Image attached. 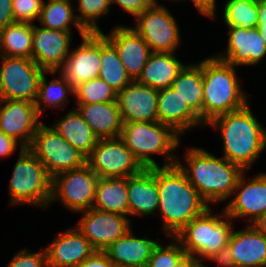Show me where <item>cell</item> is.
Listing matches in <instances>:
<instances>
[{
	"label": "cell",
	"mask_w": 266,
	"mask_h": 267,
	"mask_svg": "<svg viewBox=\"0 0 266 267\" xmlns=\"http://www.w3.org/2000/svg\"><path fill=\"white\" fill-rule=\"evenodd\" d=\"M191 145H184L182 156L178 148L176 164L210 207H218L220 203L224 206L244 170L219 153Z\"/></svg>",
	"instance_id": "6da1fadb"
},
{
	"label": "cell",
	"mask_w": 266,
	"mask_h": 267,
	"mask_svg": "<svg viewBox=\"0 0 266 267\" xmlns=\"http://www.w3.org/2000/svg\"><path fill=\"white\" fill-rule=\"evenodd\" d=\"M252 100L243 108L218 116L205 125L222 141L220 154L240 166L244 171H252L254 165L266 153V126L254 112Z\"/></svg>",
	"instance_id": "7a4b0ae2"
},
{
	"label": "cell",
	"mask_w": 266,
	"mask_h": 267,
	"mask_svg": "<svg viewBox=\"0 0 266 267\" xmlns=\"http://www.w3.org/2000/svg\"><path fill=\"white\" fill-rule=\"evenodd\" d=\"M159 191L158 234L175 237L191 220L210 207L177 164L156 167Z\"/></svg>",
	"instance_id": "3957f363"
},
{
	"label": "cell",
	"mask_w": 266,
	"mask_h": 267,
	"mask_svg": "<svg viewBox=\"0 0 266 267\" xmlns=\"http://www.w3.org/2000/svg\"><path fill=\"white\" fill-rule=\"evenodd\" d=\"M202 58V123L245 107L252 97L244 88L240 68L218 59L213 53ZM239 69V70H238Z\"/></svg>",
	"instance_id": "277c9868"
},
{
	"label": "cell",
	"mask_w": 266,
	"mask_h": 267,
	"mask_svg": "<svg viewBox=\"0 0 266 267\" xmlns=\"http://www.w3.org/2000/svg\"><path fill=\"white\" fill-rule=\"evenodd\" d=\"M120 138L144 168L176 164L178 148L183 149L185 142L170 126L158 121L125 122Z\"/></svg>",
	"instance_id": "5b68a950"
},
{
	"label": "cell",
	"mask_w": 266,
	"mask_h": 267,
	"mask_svg": "<svg viewBox=\"0 0 266 267\" xmlns=\"http://www.w3.org/2000/svg\"><path fill=\"white\" fill-rule=\"evenodd\" d=\"M16 156L6 187L9 203L7 206L11 209L32 206L37 210H48L52 177L44 164L28 148H24Z\"/></svg>",
	"instance_id": "8992f818"
},
{
	"label": "cell",
	"mask_w": 266,
	"mask_h": 267,
	"mask_svg": "<svg viewBox=\"0 0 266 267\" xmlns=\"http://www.w3.org/2000/svg\"><path fill=\"white\" fill-rule=\"evenodd\" d=\"M215 208L208 207L175 236L185 253L194 256L201 263L228 244L237 225L222 206Z\"/></svg>",
	"instance_id": "52a82bcc"
},
{
	"label": "cell",
	"mask_w": 266,
	"mask_h": 267,
	"mask_svg": "<svg viewBox=\"0 0 266 267\" xmlns=\"http://www.w3.org/2000/svg\"><path fill=\"white\" fill-rule=\"evenodd\" d=\"M167 4L171 5L172 2H154L130 24L152 52L175 53L184 44L178 18Z\"/></svg>",
	"instance_id": "ba28073f"
},
{
	"label": "cell",
	"mask_w": 266,
	"mask_h": 267,
	"mask_svg": "<svg viewBox=\"0 0 266 267\" xmlns=\"http://www.w3.org/2000/svg\"><path fill=\"white\" fill-rule=\"evenodd\" d=\"M98 176L85 163L81 168L57 174L52 178V193L48 209L58 203L70 214L92 208Z\"/></svg>",
	"instance_id": "9c48e42d"
},
{
	"label": "cell",
	"mask_w": 266,
	"mask_h": 267,
	"mask_svg": "<svg viewBox=\"0 0 266 267\" xmlns=\"http://www.w3.org/2000/svg\"><path fill=\"white\" fill-rule=\"evenodd\" d=\"M46 123L43 121L38 126L28 149L44 164L52 178L81 168L86 163V157Z\"/></svg>",
	"instance_id": "30bf717a"
},
{
	"label": "cell",
	"mask_w": 266,
	"mask_h": 267,
	"mask_svg": "<svg viewBox=\"0 0 266 267\" xmlns=\"http://www.w3.org/2000/svg\"><path fill=\"white\" fill-rule=\"evenodd\" d=\"M32 58H0V99L35 103L42 74Z\"/></svg>",
	"instance_id": "8fae6325"
},
{
	"label": "cell",
	"mask_w": 266,
	"mask_h": 267,
	"mask_svg": "<svg viewBox=\"0 0 266 267\" xmlns=\"http://www.w3.org/2000/svg\"><path fill=\"white\" fill-rule=\"evenodd\" d=\"M222 207L237 224H252L265 214L266 171H244L231 198Z\"/></svg>",
	"instance_id": "7c38bea8"
},
{
	"label": "cell",
	"mask_w": 266,
	"mask_h": 267,
	"mask_svg": "<svg viewBox=\"0 0 266 267\" xmlns=\"http://www.w3.org/2000/svg\"><path fill=\"white\" fill-rule=\"evenodd\" d=\"M86 163L98 178L130 177L144 169L120 137L99 139Z\"/></svg>",
	"instance_id": "4fadbf2b"
},
{
	"label": "cell",
	"mask_w": 266,
	"mask_h": 267,
	"mask_svg": "<svg viewBox=\"0 0 266 267\" xmlns=\"http://www.w3.org/2000/svg\"><path fill=\"white\" fill-rule=\"evenodd\" d=\"M226 28L227 43L218 52L213 54L220 60L248 69L250 67H263L266 63V43L257 27L244 29L240 27L224 26ZM248 67V68H247Z\"/></svg>",
	"instance_id": "5bb4252c"
},
{
	"label": "cell",
	"mask_w": 266,
	"mask_h": 267,
	"mask_svg": "<svg viewBox=\"0 0 266 267\" xmlns=\"http://www.w3.org/2000/svg\"><path fill=\"white\" fill-rule=\"evenodd\" d=\"M76 215H78V221L75 220L74 225L96 251H104L112 242L135 226L126 215L96 208L83 210Z\"/></svg>",
	"instance_id": "9a60e30c"
},
{
	"label": "cell",
	"mask_w": 266,
	"mask_h": 267,
	"mask_svg": "<svg viewBox=\"0 0 266 267\" xmlns=\"http://www.w3.org/2000/svg\"><path fill=\"white\" fill-rule=\"evenodd\" d=\"M73 43L69 56L57 72L75 88L98 78L101 67V32H87Z\"/></svg>",
	"instance_id": "2e32d148"
},
{
	"label": "cell",
	"mask_w": 266,
	"mask_h": 267,
	"mask_svg": "<svg viewBox=\"0 0 266 267\" xmlns=\"http://www.w3.org/2000/svg\"><path fill=\"white\" fill-rule=\"evenodd\" d=\"M74 31L46 29L33 24L32 59L44 71H57L69 56Z\"/></svg>",
	"instance_id": "e0dca14e"
},
{
	"label": "cell",
	"mask_w": 266,
	"mask_h": 267,
	"mask_svg": "<svg viewBox=\"0 0 266 267\" xmlns=\"http://www.w3.org/2000/svg\"><path fill=\"white\" fill-rule=\"evenodd\" d=\"M109 30L104 32L103 29L102 33L116 48L129 77L136 81L152 50L129 23L117 22Z\"/></svg>",
	"instance_id": "ac0fdd59"
},
{
	"label": "cell",
	"mask_w": 266,
	"mask_h": 267,
	"mask_svg": "<svg viewBox=\"0 0 266 267\" xmlns=\"http://www.w3.org/2000/svg\"><path fill=\"white\" fill-rule=\"evenodd\" d=\"M44 120L33 102L0 99V131L28 148Z\"/></svg>",
	"instance_id": "d6986e66"
},
{
	"label": "cell",
	"mask_w": 266,
	"mask_h": 267,
	"mask_svg": "<svg viewBox=\"0 0 266 267\" xmlns=\"http://www.w3.org/2000/svg\"><path fill=\"white\" fill-rule=\"evenodd\" d=\"M62 230L43 245L48 267H77L96 251L74 223Z\"/></svg>",
	"instance_id": "ffe728a7"
},
{
	"label": "cell",
	"mask_w": 266,
	"mask_h": 267,
	"mask_svg": "<svg viewBox=\"0 0 266 267\" xmlns=\"http://www.w3.org/2000/svg\"><path fill=\"white\" fill-rule=\"evenodd\" d=\"M127 195L128 217L133 223L140 218L156 221L153 220L159 206L156 167L144 168L139 174L127 177Z\"/></svg>",
	"instance_id": "44dd1931"
},
{
	"label": "cell",
	"mask_w": 266,
	"mask_h": 267,
	"mask_svg": "<svg viewBox=\"0 0 266 267\" xmlns=\"http://www.w3.org/2000/svg\"><path fill=\"white\" fill-rule=\"evenodd\" d=\"M133 230L137 229L132 227L104 250L116 267H146L154 248L161 241V236L152 238L149 232L137 236Z\"/></svg>",
	"instance_id": "7402d4cb"
},
{
	"label": "cell",
	"mask_w": 266,
	"mask_h": 267,
	"mask_svg": "<svg viewBox=\"0 0 266 267\" xmlns=\"http://www.w3.org/2000/svg\"><path fill=\"white\" fill-rule=\"evenodd\" d=\"M158 91L137 81H132L117 93L122 122L157 121Z\"/></svg>",
	"instance_id": "603a6c76"
},
{
	"label": "cell",
	"mask_w": 266,
	"mask_h": 267,
	"mask_svg": "<svg viewBox=\"0 0 266 267\" xmlns=\"http://www.w3.org/2000/svg\"><path fill=\"white\" fill-rule=\"evenodd\" d=\"M157 121L170 126L183 139L198 128L205 129L201 119L171 87L158 91Z\"/></svg>",
	"instance_id": "cb8c5ba5"
},
{
	"label": "cell",
	"mask_w": 266,
	"mask_h": 267,
	"mask_svg": "<svg viewBox=\"0 0 266 267\" xmlns=\"http://www.w3.org/2000/svg\"><path fill=\"white\" fill-rule=\"evenodd\" d=\"M237 226V228H236ZM235 226L228 244L236 267L266 266V236L252 224Z\"/></svg>",
	"instance_id": "d4e9b609"
},
{
	"label": "cell",
	"mask_w": 266,
	"mask_h": 267,
	"mask_svg": "<svg viewBox=\"0 0 266 267\" xmlns=\"http://www.w3.org/2000/svg\"><path fill=\"white\" fill-rule=\"evenodd\" d=\"M60 113L56 117L57 120L49 122V125L87 158L99 139L75 107H69L65 113L63 111Z\"/></svg>",
	"instance_id": "484cf974"
},
{
	"label": "cell",
	"mask_w": 266,
	"mask_h": 267,
	"mask_svg": "<svg viewBox=\"0 0 266 267\" xmlns=\"http://www.w3.org/2000/svg\"><path fill=\"white\" fill-rule=\"evenodd\" d=\"M48 79V77H50ZM72 97V98H71ZM74 88L57 71H45L40 79L35 107L39 115L45 117L47 110L54 112L74 107ZM72 103V105H71Z\"/></svg>",
	"instance_id": "4316f807"
},
{
	"label": "cell",
	"mask_w": 266,
	"mask_h": 267,
	"mask_svg": "<svg viewBox=\"0 0 266 267\" xmlns=\"http://www.w3.org/2000/svg\"><path fill=\"white\" fill-rule=\"evenodd\" d=\"M98 139L117 138L123 122L117 100L107 103L74 104Z\"/></svg>",
	"instance_id": "83f0119b"
},
{
	"label": "cell",
	"mask_w": 266,
	"mask_h": 267,
	"mask_svg": "<svg viewBox=\"0 0 266 267\" xmlns=\"http://www.w3.org/2000/svg\"><path fill=\"white\" fill-rule=\"evenodd\" d=\"M178 55L177 52H152L136 81L157 90L171 87L187 64Z\"/></svg>",
	"instance_id": "f1b7e54d"
},
{
	"label": "cell",
	"mask_w": 266,
	"mask_h": 267,
	"mask_svg": "<svg viewBox=\"0 0 266 267\" xmlns=\"http://www.w3.org/2000/svg\"><path fill=\"white\" fill-rule=\"evenodd\" d=\"M171 88L202 121V59L188 62L173 81Z\"/></svg>",
	"instance_id": "f546056e"
},
{
	"label": "cell",
	"mask_w": 266,
	"mask_h": 267,
	"mask_svg": "<svg viewBox=\"0 0 266 267\" xmlns=\"http://www.w3.org/2000/svg\"><path fill=\"white\" fill-rule=\"evenodd\" d=\"M37 23L46 29L76 30L79 37L87 33L77 20L73 0H43Z\"/></svg>",
	"instance_id": "4dcf8cb0"
},
{
	"label": "cell",
	"mask_w": 266,
	"mask_h": 267,
	"mask_svg": "<svg viewBox=\"0 0 266 267\" xmlns=\"http://www.w3.org/2000/svg\"><path fill=\"white\" fill-rule=\"evenodd\" d=\"M127 177L98 178L92 208L128 216Z\"/></svg>",
	"instance_id": "1f68e13d"
},
{
	"label": "cell",
	"mask_w": 266,
	"mask_h": 267,
	"mask_svg": "<svg viewBox=\"0 0 266 267\" xmlns=\"http://www.w3.org/2000/svg\"><path fill=\"white\" fill-rule=\"evenodd\" d=\"M221 2L219 9L210 18V22L213 23L219 19L218 22L222 23L220 27L233 26L244 29L258 27L257 0H221Z\"/></svg>",
	"instance_id": "d6a6232c"
},
{
	"label": "cell",
	"mask_w": 266,
	"mask_h": 267,
	"mask_svg": "<svg viewBox=\"0 0 266 267\" xmlns=\"http://www.w3.org/2000/svg\"><path fill=\"white\" fill-rule=\"evenodd\" d=\"M33 24L15 22L0 29L1 55L32 58Z\"/></svg>",
	"instance_id": "836d02e7"
},
{
	"label": "cell",
	"mask_w": 266,
	"mask_h": 267,
	"mask_svg": "<svg viewBox=\"0 0 266 267\" xmlns=\"http://www.w3.org/2000/svg\"><path fill=\"white\" fill-rule=\"evenodd\" d=\"M98 77L105 81L116 93L133 80L121 63L114 45L101 32V67Z\"/></svg>",
	"instance_id": "e575fe53"
},
{
	"label": "cell",
	"mask_w": 266,
	"mask_h": 267,
	"mask_svg": "<svg viewBox=\"0 0 266 267\" xmlns=\"http://www.w3.org/2000/svg\"><path fill=\"white\" fill-rule=\"evenodd\" d=\"M73 2L77 20L87 32H102L100 21L102 23V19L104 21L106 16L114 15L110 0H73Z\"/></svg>",
	"instance_id": "d590c367"
},
{
	"label": "cell",
	"mask_w": 266,
	"mask_h": 267,
	"mask_svg": "<svg viewBox=\"0 0 266 267\" xmlns=\"http://www.w3.org/2000/svg\"><path fill=\"white\" fill-rule=\"evenodd\" d=\"M73 98L74 104L107 103L117 100V93L98 77L78 84Z\"/></svg>",
	"instance_id": "8d00e7d4"
},
{
	"label": "cell",
	"mask_w": 266,
	"mask_h": 267,
	"mask_svg": "<svg viewBox=\"0 0 266 267\" xmlns=\"http://www.w3.org/2000/svg\"><path fill=\"white\" fill-rule=\"evenodd\" d=\"M184 254L185 250L175 237L163 236L154 248L146 267H174Z\"/></svg>",
	"instance_id": "74e56055"
},
{
	"label": "cell",
	"mask_w": 266,
	"mask_h": 267,
	"mask_svg": "<svg viewBox=\"0 0 266 267\" xmlns=\"http://www.w3.org/2000/svg\"><path fill=\"white\" fill-rule=\"evenodd\" d=\"M40 249V250H39ZM37 250H31L26 245L10 257L4 267H48L46 252L43 245ZM17 251V252H16Z\"/></svg>",
	"instance_id": "f35d334b"
},
{
	"label": "cell",
	"mask_w": 266,
	"mask_h": 267,
	"mask_svg": "<svg viewBox=\"0 0 266 267\" xmlns=\"http://www.w3.org/2000/svg\"><path fill=\"white\" fill-rule=\"evenodd\" d=\"M43 0H12V9L15 22H38Z\"/></svg>",
	"instance_id": "ab89813d"
},
{
	"label": "cell",
	"mask_w": 266,
	"mask_h": 267,
	"mask_svg": "<svg viewBox=\"0 0 266 267\" xmlns=\"http://www.w3.org/2000/svg\"><path fill=\"white\" fill-rule=\"evenodd\" d=\"M155 1L154 0H110L111 9L115 6L119 8L117 11H123L122 16L128 14L134 20L145 9L149 8ZM126 13V14H125Z\"/></svg>",
	"instance_id": "60d3db41"
},
{
	"label": "cell",
	"mask_w": 266,
	"mask_h": 267,
	"mask_svg": "<svg viewBox=\"0 0 266 267\" xmlns=\"http://www.w3.org/2000/svg\"><path fill=\"white\" fill-rule=\"evenodd\" d=\"M207 262V263H206ZM203 267H236L229 244L215 252L202 263Z\"/></svg>",
	"instance_id": "b9f144b4"
},
{
	"label": "cell",
	"mask_w": 266,
	"mask_h": 267,
	"mask_svg": "<svg viewBox=\"0 0 266 267\" xmlns=\"http://www.w3.org/2000/svg\"><path fill=\"white\" fill-rule=\"evenodd\" d=\"M173 2L174 5L177 3L181 4V2L182 5H184L183 2L190 4L191 2L192 6H194L191 9H195L198 12L197 15L199 14L207 19H210L215 14L220 5V0H174Z\"/></svg>",
	"instance_id": "7bdbcfd3"
},
{
	"label": "cell",
	"mask_w": 266,
	"mask_h": 267,
	"mask_svg": "<svg viewBox=\"0 0 266 267\" xmlns=\"http://www.w3.org/2000/svg\"><path fill=\"white\" fill-rule=\"evenodd\" d=\"M23 149L24 147L13 137H10L0 131V159H8L12 157L13 154L17 155Z\"/></svg>",
	"instance_id": "ee69618b"
},
{
	"label": "cell",
	"mask_w": 266,
	"mask_h": 267,
	"mask_svg": "<svg viewBox=\"0 0 266 267\" xmlns=\"http://www.w3.org/2000/svg\"><path fill=\"white\" fill-rule=\"evenodd\" d=\"M77 267H114L104 251H95Z\"/></svg>",
	"instance_id": "f6af8a7d"
},
{
	"label": "cell",
	"mask_w": 266,
	"mask_h": 267,
	"mask_svg": "<svg viewBox=\"0 0 266 267\" xmlns=\"http://www.w3.org/2000/svg\"><path fill=\"white\" fill-rule=\"evenodd\" d=\"M13 23L12 0H0V29Z\"/></svg>",
	"instance_id": "bcb514c9"
},
{
	"label": "cell",
	"mask_w": 266,
	"mask_h": 267,
	"mask_svg": "<svg viewBox=\"0 0 266 267\" xmlns=\"http://www.w3.org/2000/svg\"><path fill=\"white\" fill-rule=\"evenodd\" d=\"M258 30L266 43V0H257Z\"/></svg>",
	"instance_id": "7dc6e473"
},
{
	"label": "cell",
	"mask_w": 266,
	"mask_h": 267,
	"mask_svg": "<svg viewBox=\"0 0 266 267\" xmlns=\"http://www.w3.org/2000/svg\"><path fill=\"white\" fill-rule=\"evenodd\" d=\"M174 267H203L202 263L190 254H184Z\"/></svg>",
	"instance_id": "c3c4849f"
},
{
	"label": "cell",
	"mask_w": 266,
	"mask_h": 267,
	"mask_svg": "<svg viewBox=\"0 0 266 267\" xmlns=\"http://www.w3.org/2000/svg\"><path fill=\"white\" fill-rule=\"evenodd\" d=\"M252 225L264 236H266V213L260 216Z\"/></svg>",
	"instance_id": "681fc988"
},
{
	"label": "cell",
	"mask_w": 266,
	"mask_h": 267,
	"mask_svg": "<svg viewBox=\"0 0 266 267\" xmlns=\"http://www.w3.org/2000/svg\"><path fill=\"white\" fill-rule=\"evenodd\" d=\"M155 2H164V3H166V1L167 2H172L173 3V1L174 0H154Z\"/></svg>",
	"instance_id": "f907efd6"
}]
</instances>
